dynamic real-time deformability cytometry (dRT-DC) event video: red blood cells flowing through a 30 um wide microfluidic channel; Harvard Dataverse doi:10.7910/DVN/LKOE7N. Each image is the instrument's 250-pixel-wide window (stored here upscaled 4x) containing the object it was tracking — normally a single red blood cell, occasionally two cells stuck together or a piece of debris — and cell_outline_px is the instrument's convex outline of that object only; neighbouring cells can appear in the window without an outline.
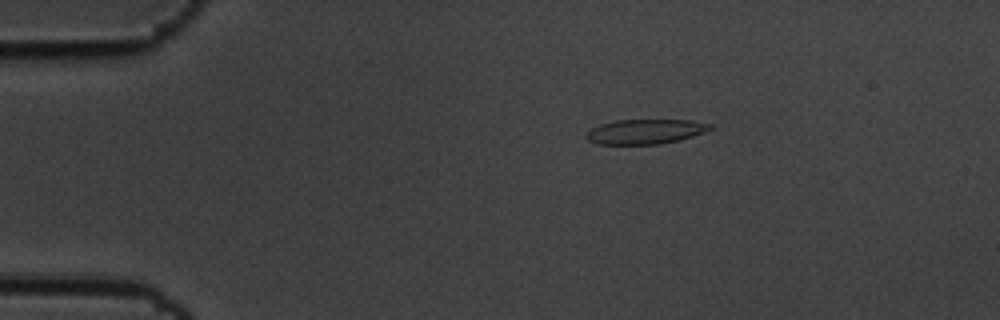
{"species": "common noctule bat (a hibernating species)", "species_latin": "Nyctalus noctula", "temperature_condition": "cold", "stored_images_in_passage": 49, "camera_frame_rate_fps": 3000, "um_per_image_px": 0.085, "animal": {"sex": "male", "body_mass_g": 19.5, "forearm_length_mm": 54.6}, "frame": {"image": 1, "passage_image": 2, "time_ms": 0.333, "image_size_px": [1000, 320], "cell_outline_px": [[712, 128], [704, 132], [680, 140], [660, 144], [596, 144], [588, 140], [584, 136], [592, 128], [600, 124], [616, 120], [692, 120], [712, 124]], "centroid_in_image_um": [54.85, 11.18], "position_along_channel_um": 30.2, "area_um2": 17.86}}
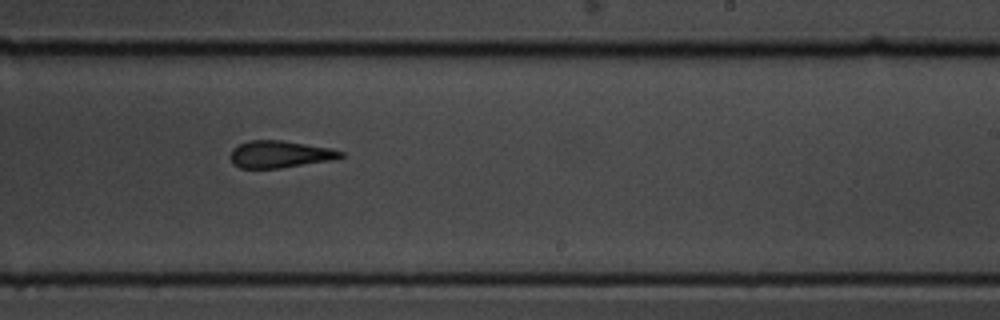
{"frame": {"image": 2, "passage_image": 27, "time_ms": 8.667, "image_size_px": [1000, 320], "cell_outline_px": [[344, 156], [332, 160], [280, 168], [240, 168], [232, 164], [228, 156], [232, 148], [248, 140], [280, 140], [332, 148], [344, 152]], "centroid_in_image_um": [23.75, 13.11], "position_along_channel_um": 265.3, "area_um2": 17.57}}
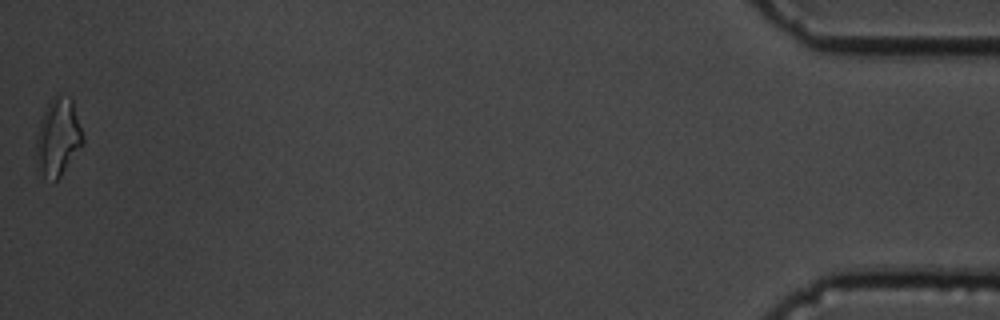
{"frame": {"image": 3, "passage_image": 49, "time_ms": 16.0, "image_size_px": [1000, 320], "cell_outline_px": [[84, 144], [60, 176], [52, 184], [36, 176], [36, 136], [40, 120], [52, 96], [56, 92], [60, 92], [68, 96], [72, 100], [84, 136]], "centroid_in_image_um": [4.9, 11.73], "position_along_channel_um": 430.3, "area_um2": 22.02}, "authors_computed_cell_mechanics": {"area_um2": 18.0336, "velocity_mm_per_s": 3.4834, "shape_relaxation_time_tau1_ms": 4.0671, "shape_relaxation_time_tau2_ms": 3.3633, "deformation_change_tau1": 0.1721, "deformation_change_tau2": 0.1495}}